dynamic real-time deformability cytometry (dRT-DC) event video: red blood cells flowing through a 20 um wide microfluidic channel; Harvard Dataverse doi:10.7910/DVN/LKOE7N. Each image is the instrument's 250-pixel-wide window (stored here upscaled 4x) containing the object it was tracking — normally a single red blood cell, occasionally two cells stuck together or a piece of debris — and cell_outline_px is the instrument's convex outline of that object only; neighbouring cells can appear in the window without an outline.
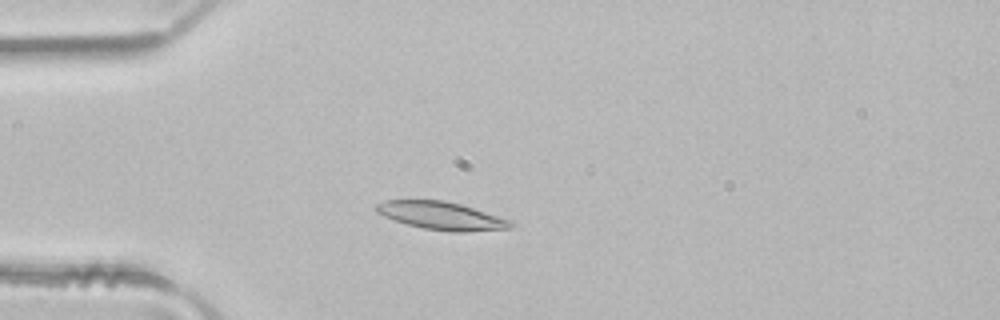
{"species": "common noctule bat (a hibernating species)", "species_latin": "Nyctalus noctula", "temperature_condition": "room temperature", "stored_images_in_passage": 2, "camera_frame_rate_fps": 3000, "um_per_image_px": 0.085, "animal": {"sex": "male", "body_mass_g": 21.5, "forearm_length_mm": 52.0}, "frame": {"image": 1, "passage_image": 2, "time_ms": 0.333, "image_size_px": [1000, 320], "cell_outline_px": [[516, 224], [512, 228], [464, 232], [452, 232], [424, 228], [408, 224], [384, 216], [376, 212], [376, 204], [384, 200], [444, 200], [460, 204], [512, 220]], "centroid_in_image_um": [37.57, 18.34], "position_along_channel_um": 47.4, "area_um2": 21.79}}